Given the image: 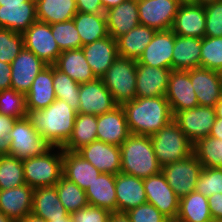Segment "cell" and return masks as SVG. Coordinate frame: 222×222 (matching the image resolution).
I'll use <instances>...</instances> for the list:
<instances>
[{"label": "cell", "instance_id": "cell-2", "mask_svg": "<svg viewBox=\"0 0 222 222\" xmlns=\"http://www.w3.org/2000/svg\"><path fill=\"white\" fill-rule=\"evenodd\" d=\"M36 131L53 147H63L71 137L77 112L68 103L56 99L44 109H26Z\"/></svg>", "mask_w": 222, "mask_h": 222}, {"label": "cell", "instance_id": "cell-27", "mask_svg": "<svg viewBox=\"0 0 222 222\" xmlns=\"http://www.w3.org/2000/svg\"><path fill=\"white\" fill-rule=\"evenodd\" d=\"M36 21L35 0L23 2V5H0V28L24 33Z\"/></svg>", "mask_w": 222, "mask_h": 222}, {"label": "cell", "instance_id": "cell-34", "mask_svg": "<svg viewBox=\"0 0 222 222\" xmlns=\"http://www.w3.org/2000/svg\"><path fill=\"white\" fill-rule=\"evenodd\" d=\"M37 21L53 24L72 20L77 13L76 0H35Z\"/></svg>", "mask_w": 222, "mask_h": 222}, {"label": "cell", "instance_id": "cell-8", "mask_svg": "<svg viewBox=\"0 0 222 222\" xmlns=\"http://www.w3.org/2000/svg\"><path fill=\"white\" fill-rule=\"evenodd\" d=\"M202 168L198 158L192 153L184 160L162 166L161 172L174 193L181 198L195 191Z\"/></svg>", "mask_w": 222, "mask_h": 222}, {"label": "cell", "instance_id": "cell-43", "mask_svg": "<svg viewBox=\"0 0 222 222\" xmlns=\"http://www.w3.org/2000/svg\"><path fill=\"white\" fill-rule=\"evenodd\" d=\"M200 67L220 71L222 69V37L201 39Z\"/></svg>", "mask_w": 222, "mask_h": 222}, {"label": "cell", "instance_id": "cell-38", "mask_svg": "<svg viewBox=\"0 0 222 222\" xmlns=\"http://www.w3.org/2000/svg\"><path fill=\"white\" fill-rule=\"evenodd\" d=\"M193 154L202 167L222 168V140L207 136L193 145Z\"/></svg>", "mask_w": 222, "mask_h": 222}, {"label": "cell", "instance_id": "cell-66", "mask_svg": "<svg viewBox=\"0 0 222 222\" xmlns=\"http://www.w3.org/2000/svg\"><path fill=\"white\" fill-rule=\"evenodd\" d=\"M219 72H220V76H221V79H222V69Z\"/></svg>", "mask_w": 222, "mask_h": 222}, {"label": "cell", "instance_id": "cell-23", "mask_svg": "<svg viewBox=\"0 0 222 222\" xmlns=\"http://www.w3.org/2000/svg\"><path fill=\"white\" fill-rule=\"evenodd\" d=\"M117 212L126 213L132 208L147 203L143 179L118 173L115 175Z\"/></svg>", "mask_w": 222, "mask_h": 222}, {"label": "cell", "instance_id": "cell-11", "mask_svg": "<svg viewBox=\"0 0 222 222\" xmlns=\"http://www.w3.org/2000/svg\"><path fill=\"white\" fill-rule=\"evenodd\" d=\"M147 203L155 206L171 222L176 220L179 210V197L167 183L162 172L143 179Z\"/></svg>", "mask_w": 222, "mask_h": 222}, {"label": "cell", "instance_id": "cell-39", "mask_svg": "<svg viewBox=\"0 0 222 222\" xmlns=\"http://www.w3.org/2000/svg\"><path fill=\"white\" fill-rule=\"evenodd\" d=\"M26 184L22 160L13 155H0V190Z\"/></svg>", "mask_w": 222, "mask_h": 222}, {"label": "cell", "instance_id": "cell-19", "mask_svg": "<svg viewBox=\"0 0 222 222\" xmlns=\"http://www.w3.org/2000/svg\"><path fill=\"white\" fill-rule=\"evenodd\" d=\"M130 135L126 114L122 106L97 115V140L120 146Z\"/></svg>", "mask_w": 222, "mask_h": 222}, {"label": "cell", "instance_id": "cell-33", "mask_svg": "<svg viewBox=\"0 0 222 222\" xmlns=\"http://www.w3.org/2000/svg\"><path fill=\"white\" fill-rule=\"evenodd\" d=\"M155 32V29L139 24L120 36L116 39L119 56L138 60Z\"/></svg>", "mask_w": 222, "mask_h": 222}, {"label": "cell", "instance_id": "cell-21", "mask_svg": "<svg viewBox=\"0 0 222 222\" xmlns=\"http://www.w3.org/2000/svg\"><path fill=\"white\" fill-rule=\"evenodd\" d=\"M205 7L189 2H182L172 26L178 36L205 37Z\"/></svg>", "mask_w": 222, "mask_h": 222}, {"label": "cell", "instance_id": "cell-51", "mask_svg": "<svg viewBox=\"0 0 222 222\" xmlns=\"http://www.w3.org/2000/svg\"><path fill=\"white\" fill-rule=\"evenodd\" d=\"M77 12L99 14L105 13L100 0H76Z\"/></svg>", "mask_w": 222, "mask_h": 222}, {"label": "cell", "instance_id": "cell-47", "mask_svg": "<svg viewBox=\"0 0 222 222\" xmlns=\"http://www.w3.org/2000/svg\"><path fill=\"white\" fill-rule=\"evenodd\" d=\"M205 36L222 37V0L205 5Z\"/></svg>", "mask_w": 222, "mask_h": 222}, {"label": "cell", "instance_id": "cell-22", "mask_svg": "<svg viewBox=\"0 0 222 222\" xmlns=\"http://www.w3.org/2000/svg\"><path fill=\"white\" fill-rule=\"evenodd\" d=\"M81 49L97 78H101L119 57L117 42L109 35L86 44Z\"/></svg>", "mask_w": 222, "mask_h": 222}, {"label": "cell", "instance_id": "cell-17", "mask_svg": "<svg viewBox=\"0 0 222 222\" xmlns=\"http://www.w3.org/2000/svg\"><path fill=\"white\" fill-rule=\"evenodd\" d=\"M174 43L175 33L172 29L156 31L137 63L172 70Z\"/></svg>", "mask_w": 222, "mask_h": 222}, {"label": "cell", "instance_id": "cell-13", "mask_svg": "<svg viewBox=\"0 0 222 222\" xmlns=\"http://www.w3.org/2000/svg\"><path fill=\"white\" fill-rule=\"evenodd\" d=\"M77 113L101 115L112 111L118 105L101 78L80 84Z\"/></svg>", "mask_w": 222, "mask_h": 222}, {"label": "cell", "instance_id": "cell-36", "mask_svg": "<svg viewBox=\"0 0 222 222\" xmlns=\"http://www.w3.org/2000/svg\"><path fill=\"white\" fill-rule=\"evenodd\" d=\"M73 21L81 38V47L109 35L105 13L77 12Z\"/></svg>", "mask_w": 222, "mask_h": 222}, {"label": "cell", "instance_id": "cell-46", "mask_svg": "<svg viewBox=\"0 0 222 222\" xmlns=\"http://www.w3.org/2000/svg\"><path fill=\"white\" fill-rule=\"evenodd\" d=\"M195 191L207 198L215 193H222V168L203 167Z\"/></svg>", "mask_w": 222, "mask_h": 222}, {"label": "cell", "instance_id": "cell-16", "mask_svg": "<svg viewBox=\"0 0 222 222\" xmlns=\"http://www.w3.org/2000/svg\"><path fill=\"white\" fill-rule=\"evenodd\" d=\"M46 66L40 58L24 47L11 63V88L26 95L36 76Z\"/></svg>", "mask_w": 222, "mask_h": 222}, {"label": "cell", "instance_id": "cell-30", "mask_svg": "<svg viewBox=\"0 0 222 222\" xmlns=\"http://www.w3.org/2000/svg\"><path fill=\"white\" fill-rule=\"evenodd\" d=\"M54 66L79 84L97 78L86 61L82 49L62 51Z\"/></svg>", "mask_w": 222, "mask_h": 222}, {"label": "cell", "instance_id": "cell-41", "mask_svg": "<svg viewBox=\"0 0 222 222\" xmlns=\"http://www.w3.org/2000/svg\"><path fill=\"white\" fill-rule=\"evenodd\" d=\"M53 88L57 99L64 100L78 112L80 84L53 65Z\"/></svg>", "mask_w": 222, "mask_h": 222}, {"label": "cell", "instance_id": "cell-24", "mask_svg": "<svg viewBox=\"0 0 222 222\" xmlns=\"http://www.w3.org/2000/svg\"><path fill=\"white\" fill-rule=\"evenodd\" d=\"M105 17L108 34L116 40L140 24L137 0H126L106 10Z\"/></svg>", "mask_w": 222, "mask_h": 222}, {"label": "cell", "instance_id": "cell-25", "mask_svg": "<svg viewBox=\"0 0 222 222\" xmlns=\"http://www.w3.org/2000/svg\"><path fill=\"white\" fill-rule=\"evenodd\" d=\"M33 193L34 189L27 184L0 190V211L18 222L25 215L32 213Z\"/></svg>", "mask_w": 222, "mask_h": 222}, {"label": "cell", "instance_id": "cell-15", "mask_svg": "<svg viewBox=\"0 0 222 222\" xmlns=\"http://www.w3.org/2000/svg\"><path fill=\"white\" fill-rule=\"evenodd\" d=\"M101 173L117 175L121 169L120 146L96 140L76 151Z\"/></svg>", "mask_w": 222, "mask_h": 222}, {"label": "cell", "instance_id": "cell-64", "mask_svg": "<svg viewBox=\"0 0 222 222\" xmlns=\"http://www.w3.org/2000/svg\"><path fill=\"white\" fill-rule=\"evenodd\" d=\"M213 222H222V219H215Z\"/></svg>", "mask_w": 222, "mask_h": 222}, {"label": "cell", "instance_id": "cell-10", "mask_svg": "<svg viewBox=\"0 0 222 222\" xmlns=\"http://www.w3.org/2000/svg\"><path fill=\"white\" fill-rule=\"evenodd\" d=\"M24 47L46 65H55L61 51L53 37L51 25L36 21L24 33Z\"/></svg>", "mask_w": 222, "mask_h": 222}, {"label": "cell", "instance_id": "cell-7", "mask_svg": "<svg viewBox=\"0 0 222 222\" xmlns=\"http://www.w3.org/2000/svg\"><path fill=\"white\" fill-rule=\"evenodd\" d=\"M9 142V155L22 161L41 156L53 147L36 131L27 117L16 120L9 134Z\"/></svg>", "mask_w": 222, "mask_h": 222}, {"label": "cell", "instance_id": "cell-62", "mask_svg": "<svg viewBox=\"0 0 222 222\" xmlns=\"http://www.w3.org/2000/svg\"><path fill=\"white\" fill-rule=\"evenodd\" d=\"M0 222H15V221L12 220L11 218H9L8 216L4 215V214L0 211Z\"/></svg>", "mask_w": 222, "mask_h": 222}, {"label": "cell", "instance_id": "cell-32", "mask_svg": "<svg viewBox=\"0 0 222 222\" xmlns=\"http://www.w3.org/2000/svg\"><path fill=\"white\" fill-rule=\"evenodd\" d=\"M201 39L175 34L172 70H190L200 67Z\"/></svg>", "mask_w": 222, "mask_h": 222}, {"label": "cell", "instance_id": "cell-53", "mask_svg": "<svg viewBox=\"0 0 222 222\" xmlns=\"http://www.w3.org/2000/svg\"><path fill=\"white\" fill-rule=\"evenodd\" d=\"M11 89V64L0 61V91Z\"/></svg>", "mask_w": 222, "mask_h": 222}, {"label": "cell", "instance_id": "cell-5", "mask_svg": "<svg viewBox=\"0 0 222 222\" xmlns=\"http://www.w3.org/2000/svg\"><path fill=\"white\" fill-rule=\"evenodd\" d=\"M55 148L58 150L57 152ZM22 163L25 183L32 189L55 186L63 177L62 147H52L45 154L25 159Z\"/></svg>", "mask_w": 222, "mask_h": 222}, {"label": "cell", "instance_id": "cell-45", "mask_svg": "<svg viewBox=\"0 0 222 222\" xmlns=\"http://www.w3.org/2000/svg\"><path fill=\"white\" fill-rule=\"evenodd\" d=\"M23 48V33L0 28V61L11 64Z\"/></svg>", "mask_w": 222, "mask_h": 222}, {"label": "cell", "instance_id": "cell-1", "mask_svg": "<svg viewBox=\"0 0 222 222\" xmlns=\"http://www.w3.org/2000/svg\"><path fill=\"white\" fill-rule=\"evenodd\" d=\"M122 107L130 134L152 136L174 119L165 96L136 97Z\"/></svg>", "mask_w": 222, "mask_h": 222}, {"label": "cell", "instance_id": "cell-59", "mask_svg": "<svg viewBox=\"0 0 222 222\" xmlns=\"http://www.w3.org/2000/svg\"><path fill=\"white\" fill-rule=\"evenodd\" d=\"M219 0H189V3L205 6Z\"/></svg>", "mask_w": 222, "mask_h": 222}, {"label": "cell", "instance_id": "cell-12", "mask_svg": "<svg viewBox=\"0 0 222 222\" xmlns=\"http://www.w3.org/2000/svg\"><path fill=\"white\" fill-rule=\"evenodd\" d=\"M216 118L215 109L207 106L182 110L174 116V120L193 145L198 140L209 136Z\"/></svg>", "mask_w": 222, "mask_h": 222}, {"label": "cell", "instance_id": "cell-48", "mask_svg": "<svg viewBox=\"0 0 222 222\" xmlns=\"http://www.w3.org/2000/svg\"><path fill=\"white\" fill-rule=\"evenodd\" d=\"M131 222H171L155 206L142 204L126 212Z\"/></svg>", "mask_w": 222, "mask_h": 222}, {"label": "cell", "instance_id": "cell-60", "mask_svg": "<svg viewBox=\"0 0 222 222\" xmlns=\"http://www.w3.org/2000/svg\"><path fill=\"white\" fill-rule=\"evenodd\" d=\"M217 118H222V98L214 107Z\"/></svg>", "mask_w": 222, "mask_h": 222}, {"label": "cell", "instance_id": "cell-63", "mask_svg": "<svg viewBox=\"0 0 222 222\" xmlns=\"http://www.w3.org/2000/svg\"><path fill=\"white\" fill-rule=\"evenodd\" d=\"M106 222H113V213H111L110 218Z\"/></svg>", "mask_w": 222, "mask_h": 222}, {"label": "cell", "instance_id": "cell-50", "mask_svg": "<svg viewBox=\"0 0 222 222\" xmlns=\"http://www.w3.org/2000/svg\"><path fill=\"white\" fill-rule=\"evenodd\" d=\"M17 118L0 114V155L9 154V134Z\"/></svg>", "mask_w": 222, "mask_h": 222}, {"label": "cell", "instance_id": "cell-4", "mask_svg": "<svg viewBox=\"0 0 222 222\" xmlns=\"http://www.w3.org/2000/svg\"><path fill=\"white\" fill-rule=\"evenodd\" d=\"M150 138L161 166L184 160L193 153V144L174 119Z\"/></svg>", "mask_w": 222, "mask_h": 222}, {"label": "cell", "instance_id": "cell-49", "mask_svg": "<svg viewBox=\"0 0 222 222\" xmlns=\"http://www.w3.org/2000/svg\"><path fill=\"white\" fill-rule=\"evenodd\" d=\"M110 215L108 210L91 205L70 213L72 222H106Z\"/></svg>", "mask_w": 222, "mask_h": 222}, {"label": "cell", "instance_id": "cell-26", "mask_svg": "<svg viewBox=\"0 0 222 222\" xmlns=\"http://www.w3.org/2000/svg\"><path fill=\"white\" fill-rule=\"evenodd\" d=\"M101 174L76 151L63 150V177L86 190Z\"/></svg>", "mask_w": 222, "mask_h": 222}, {"label": "cell", "instance_id": "cell-61", "mask_svg": "<svg viewBox=\"0 0 222 222\" xmlns=\"http://www.w3.org/2000/svg\"><path fill=\"white\" fill-rule=\"evenodd\" d=\"M50 222H72L71 216H62L61 218L52 219Z\"/></svg>", "mask_w": 222, "mask_h": 222}, {"label": "cell", "instance_id": "cell-3", "mask_svg": "<svg viewBox=\"0 0 222 222\" xmlns=\"http://www.w3.org/2000/svg\"><path fill=\"white\" fill-rule=\"evenodd\" d=\"M120 150L121 173L146 179L161 172L150 136L130 134Z\"/></svg>", "mask_w": 222, "mask_h": 222}, {"label": "cell", "instance_id": "cell-20", "mask_svg": "<svg viewBox=\"0 0 222 222\" xmlns=\"http://www.w3.org/2000/svg\"><path fill=\"white\" fill-rule=\"evenodd\" d=\"M171 71V69L150 67L137 63L136 97L165 96Z\"/></svg>", "mask_w": 222, "mask_h": 222}, {"label": "cell", "instance_id": "cell-57", "mask_svg": "<svg viewBox=\"0 0 222 222\" xmlns=\"http://www.w3.org/2000/svg\"><path fill=\"white\" fill-rule=\"evenodd\" d=\"M113 222H131L126 213L114 212Z\"/></svg>", "mask_w": 222, "mask_h": 222}, {"label": "cell", "instance_id": "cell-6", "mask_svg": "<svg viewBox=\"0 0 222 222\" xmlns=\"http://www.w3.org/2000/svg\"><path fill=\"white\" fill-rule=\"evenodd\" d=\"M137 60L118 57L101 77L118 106L136 98Z\"/></svg>", "mask_w": 222, "mask_h": 222}, {"label": "cell", "instance_id": "cell-40", "mask_svg": "<svg viewBox=\"0 0 222 222\" xmlns=\"http://www.w3.org/2000/svg\"><path fill=\"white\" fill-rule=\"evenodd\" d=\"M55 187L58 197L68 213L89 205L85 191L66 178L62 177Z\"/></svg>", "mask_w": 222, "mask_h": 222}, {"label": "cell", "instance_id": "cell-44", "mask_svg": "<svg viewBox=\"0 0 222 222\" xmlns=\"http://www.w3.org/2000/svg\"><path fill=\"white\" fill-rule=\"evenodd\" d=\"M0 114L17 119L27 117L25 94L12 88L0 91Z\"/></svg>", "mask_w": 222, "mask_h": 222}, {"label": "cell", "instance_id": "cell-18", "mask_svg": "<svg viewBox=\"0 0 222 222\" xmlns=\"http://www.w3.org/2000/svg\"><path fill=\"white\" fill-rule=\"evenodd\" d=\"M190 80L199 106L214 108L222 98V79L220 72L202 67L193 68L190 69Z\"/></svg>", "mask_w": 222, "mask_h": 222}, {"label": "cell", "instance_id": "cell-55", "mask_svg": "<svg viewBox=\"0 0 222 222\" xmlns=\"http://www.w3.org/2000/svg\"><path fill=\"white\" fill-rule=\"evenodd\" d=\"M18 222H48V221L46 219H43L42 217L34 215L33 213H29L28 215H25Z\"/></svg>", "mask_w": 222, "mask_h": 222}, {"label": "cell", "instance_id": "cell-9", "mask_svg": "<svg viewBox=\"0 0 222 222\" xmlns=\"http://www.w3.org/2000/svg\"><path fill=\"white\" fill-rule=\"evenodd\" d=\"M181 3L180 0H137L140 24L156 31L171 29Z\"/></svg>", "mask_w": 222, "mask_h": 222}, {"label": "cell", "instance_id": "cell-58", "mask_svg": "<svg viewBox=\"0 0 222 222\" xmlns=\"http://www.w3.org/2000/svg\"><path fill=\"white\" fill-rule=\"evenodd\" d=\"M28 0H0V5H23Z\"/></svg>", "mask_w": 222, "mask_h": 222}, {"label": "cell", "instance_id": "cell-54", "mask_svg": "<svg viewBox=\"0 0 222 222\" xmlns=\"http://www.w3.org/2000/svg\"><path fill=\"white\" fill-rule=\"evenodd\" d=\"M209 136L222 140V118H216L213 124Z\"/></svg>", "mask_w": 222, "mask_h": 222}, {"label": "cell", "instance_id": "cell-52", "mask_svg": "<svg viewBox=\"0 0 222 222\" xmlns=\"http://www.w3.org/2000/svg\"><path fill=\"white\" fill-rule=\"evenodd\" d=\"M209 209L213 220L222 219V193L208 197Z\"/></svg>", "mask_w": 222, "mask_h": 222}, {"label": "cell", "instance_id": "cell-35", "mask_svg": "<svg viewBox=\"0 0 222 222\" xmlns=\"http://www.w3.org/2000/svg\"><path fill=\"white\" fill-rule=\"evenodd\" d=\"M213 220L208 198L196 191L179 199V210L174 222H206Z\"/></svg>", "mask_w": 222, "mask_h": 222}, {"label": "cell", "instance_id": "cell-37", "mask_svg": "<svg viewBox=\"0 0 222 222\" xmlns=\"http://www.w3.org/2000/svg\"><path fill=\"white\" fill-rule=\"evenodd\" d=\"M97 140V115L77 113L73 132L62 147L63 150L77 151L82 146Z\"/></svg>", "mask_w": 222, "mask_h": 222}, {"label": "cell", "instance_id": "cell-56", "mask_svg": "<svg viewBox=\"0 0 222 222\" xmlns=\"http://www.w3.org/2000/svg\"><path fill=\"white\" fill-rule=\"evenodd\" d=\"M100 1H101L103 8H104V11H106L114 6L119 5L120 3H122L126 0H100Z\"/></svg>", "mask_w": 222, "mask_h": 222}, {"label": "cell", "instance_id": "cell-28", "mask_svg": "<svg viewBox=\"0 0 222 222\" xmlns=\"http://www.w3.org/2000/svg\"><path fill=\"white\" fill-rule=\"evenodd\" d=\"M26 109H44L57 98L53 88V66L44 67L25 95Z\"/></svg>", "mask_w": 222, "mask_h": 222}, {"label": "cell", "instance_id": "cell-65", "mask_svg": "<svg viewBox=\"0 0 222 222\" xmlns=\"http://www.w3.org/2000/svg\"><path fill=\"white\" fill-rule=\"evenodd\" d=\"M181 2H189V0H180Z\"/></svg>", "mask_w": 222, "mask_h": 222}, {"label": "cell", "instance_id": "cell-14", "mask_svg": "<svg viewBox=\"0 0 222 222\" xmlns=\"http://www.w3.org/2000/svg\"><path fill=\"white\" fill-rule=\"evenodd\" d=\"M172 113L199 106L193 85L190 80V70H172L168 79L165 95Z\"/></svg>", "mask_w": 222, "mask_h": 222}, {"label": "cell", "instance_id": "cell-31", "mask_svg": "<svg viewBox=\"0 0 222 222\" xmlns=\"http://www.w3.org/2000/svg\"><path fill=\"white\" fill-rule=\"evenodd\" d=\"M32 213L50 222L52 219L70 216L61 203L55 186L34 189Z\"/></svg>", "mask_w": 222, "mask_h": 222}, {"label": "cell", "instance_id": "cell-29", "mask_svg": "<svg viewBox=\"0 0 222 222\" xmlns=\"http://www.w3.org/2000/svg\"><path fill=\"white\" fill-rule=\"evenodd\" d=\"M89 205L117 212L115 175L101 173L85 190Z\"/></svg>", "mask_w": 222, "mask_h": 222}, {"label": "cell", "instance_id": "cell-42", "mask_svg": "<svg viewBox=\"0 0 222 222\" xmlns=\"http://www.w3.org/2000/svg\"><path fill=\"white\" fill-rule=\"evenodd\" d=\"M51 31L61 52L81 49V38L73 19L51 24Z\"/></svg>", "mask_w": 222, "mask_h": 222}]
</instances>
